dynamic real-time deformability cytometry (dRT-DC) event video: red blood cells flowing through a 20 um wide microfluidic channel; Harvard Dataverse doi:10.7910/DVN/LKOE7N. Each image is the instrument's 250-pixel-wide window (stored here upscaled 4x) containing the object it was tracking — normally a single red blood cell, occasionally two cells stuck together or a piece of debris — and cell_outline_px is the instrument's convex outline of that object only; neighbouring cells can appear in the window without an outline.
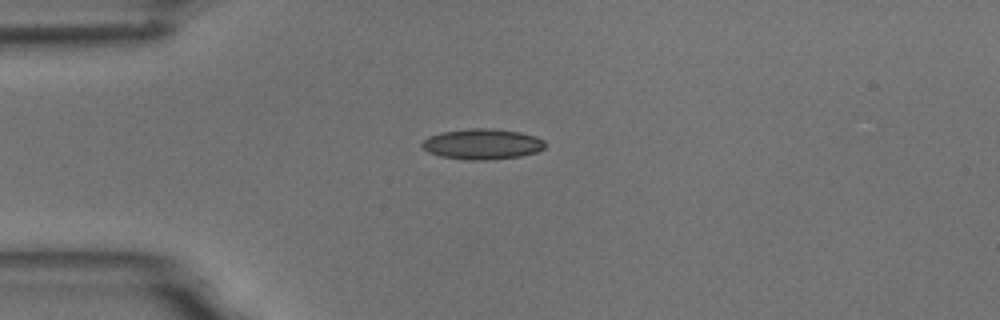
{"species": "common noctule bat (a hibernating species)", "species_latin": "Nyctalus noctula", "temperature_condition": "room temperature", "stored_images_in_passage": 9, "camera_frame_rate_fps": 3000, "um_per_image_px": 0.085, "animal": {"sex": "male", "body_mass_g": 18.8}, "frame": {"image": 1, "passage_image": 3, "time_ms": 2.333, "image_size_px": [1000, 320], "cell_outline_px": [[544, 148], [536, 152], [520, 156], [488, 160], [472, 160], [440, 156], [428, 152], [420, 144], [428, 136], [440, 132], [468, 128], [492, 128], [520, 132], [536, 136], [544, 140]], "centroid_in_image_um": [40.98, 12.23], "position_along_channel_um": 44.0, "area_um2": 21.96}}
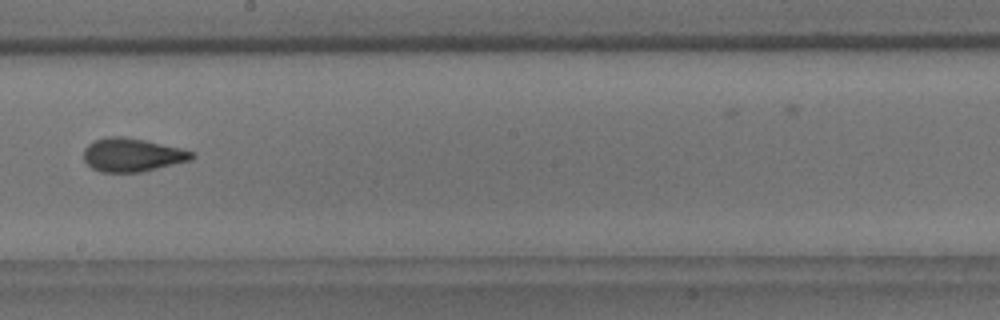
{"frame": {"image": 2, "passage_image": 8, "time_ms": 8.0, "image_size_px": [1000, 320], "cell_outline_px": [[196, 156], [192, 160], [144, 172], [100, 172], [92, 168], [84, 160], [84, 148], [88, 144], [96, 140], [108, 136], [124, 136], [144, 140], [180, 148], [196, 152]], "centroid_in_image_um": [11.27, 13.17], "position_along_channel_um": 236.9, "area_um2": 21.27}}
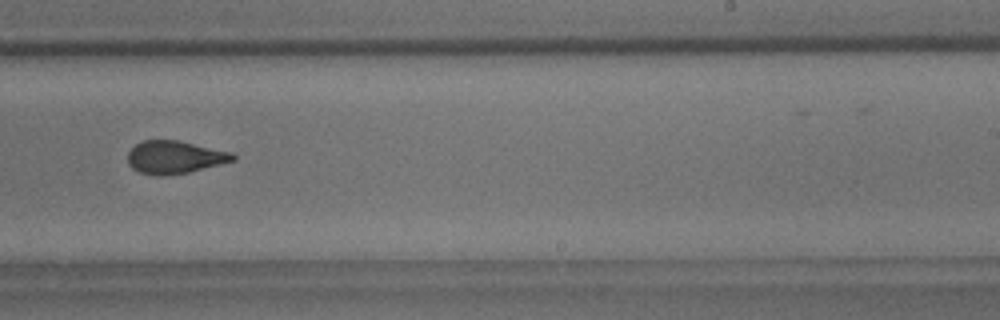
{"frame": {"image": 3, "passage_image": 9, "time_ms": 9.0, "image_size_px": [1000, 320], "cell_outline_px": [[236, 160], [188, 172], [164, 176], [156, 176], [140, 172], [132, 168], [128, 164], [128, 152], [136, 144], [144, 140], [176, 140], [232, 152], [236, 156]], "centroid_in_image_um": [14.84, 13.37], "position_along_channel_um": 274.2, "area_um2": 20.0}}